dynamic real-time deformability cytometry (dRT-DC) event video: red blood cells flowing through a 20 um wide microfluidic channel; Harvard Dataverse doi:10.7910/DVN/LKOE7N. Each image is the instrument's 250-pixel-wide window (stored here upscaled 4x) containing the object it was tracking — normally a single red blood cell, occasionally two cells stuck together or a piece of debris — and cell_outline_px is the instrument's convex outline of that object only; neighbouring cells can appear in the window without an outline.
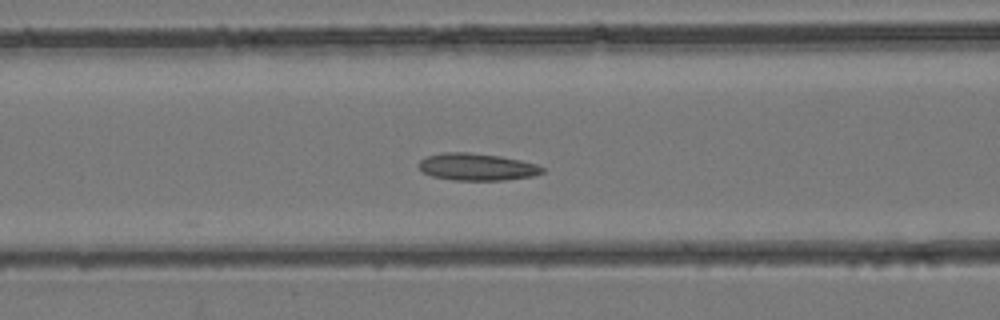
{"species": "common noctule bat (a hibernating species)", "species_latin": "Nyctalus noctula", "temperature_condition": "room temperature", "stored_images_in_passage": 40, "camera_frame_rate_fps": 3000, "um_per_image_px": 0.085, "animal": {"sex": "female", "body_mass_g": 24.6, "forearm_length_mm": 56.2}, "frame": {"image": 1, "passage_image": 17, "time_ms": 5.333, "image_size_px": [1000, 320], "cell_outline_px": [[544, 172], [532, 176], [504, 180], [452, 180], [432, 176], [424, 172], [416, 164], [420, 160], [428, 156], [440, 152], [468, 152], [500, 156], [520, 160], [536, 164], [544, 168]], "centroid_in_image_um": [40.51, 14.18], "position_along_channel_um": 126.1, "area_um2": 19.54}}
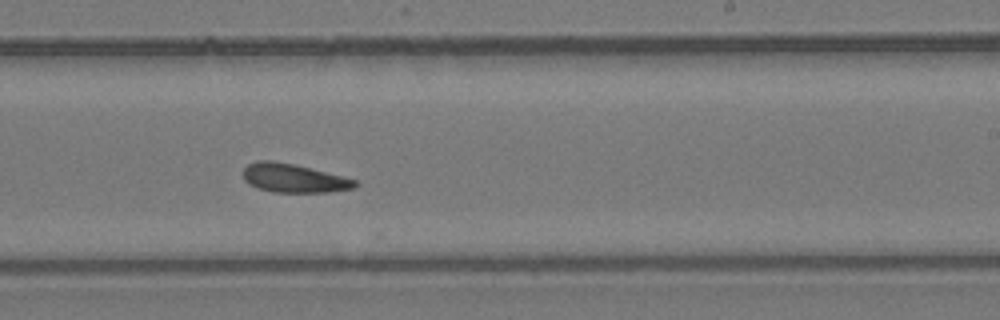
{"frame": {"image": 2, "passage_image": 25, "time_ms": 8.0, "image_size_px": [1000, 320], "cell_outline_px": [[360, 184], [356, 188], [328, 192], [272, 192], [256, 188], [248, 184], [244, 180], [244, 168], [248, 164], [256, 160], [272, 160], [292, 164], [356, 180]], "centroid_in_image_um": [24.93, 15.15], "position_along_channel_um": 264.1, "area_um2": 18.61}}
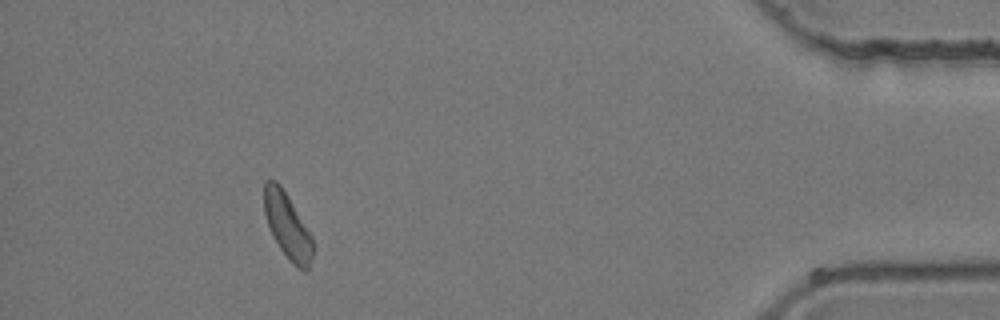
{"frame": {"image": 3, "passage_image": 37, "time_ms": 12.0, "image_size_px": [1000, 320], "cell_outline_px": [[316, 248], [308, 272], [304, 272], [292, 264], [280, 248], [268, 224], [264, 212], [264, 180], [276, 180], [280, 184], [288, 196], [312, 236]], "centroid_in_image_um": [24.48, 19.25], "position_along_channel_um": 410.7, "area_um2": 18.79}}